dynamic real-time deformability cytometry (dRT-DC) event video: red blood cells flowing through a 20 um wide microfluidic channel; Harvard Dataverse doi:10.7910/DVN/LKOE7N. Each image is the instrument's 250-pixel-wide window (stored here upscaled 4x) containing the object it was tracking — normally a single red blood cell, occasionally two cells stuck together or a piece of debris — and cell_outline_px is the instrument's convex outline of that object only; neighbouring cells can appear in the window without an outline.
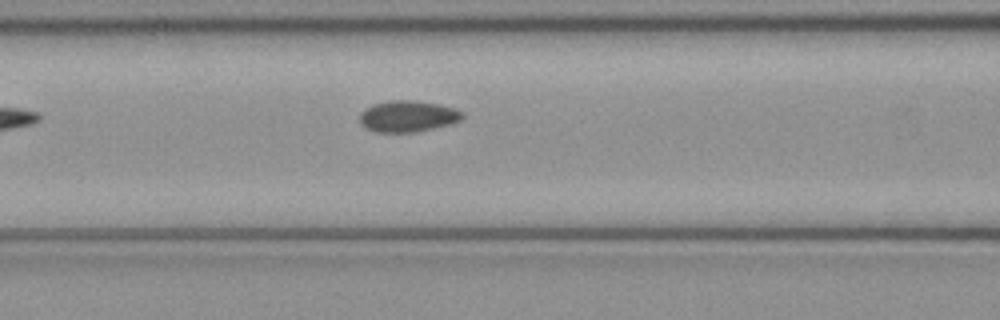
{"species": "common noctule bat (a hibernating species)", "species_latin": "Nyctalus noctula", "temperature_condition": "cold", "stored_images_in_passage": 6, "camera_frame_rate_fps": 3000, "um_per_image_px": 0.085, "animal": {"sex": "female", "body_mass_g": 21.9}, "frame": {"image": 1, "passage_image": 6, "time_ms": 1.667, "image_size_px": [1000, 320], "cell_outline_px": [[464, 116], [460, 120], [452, 124], [416, 132], [376, 132], [364, 128], [360, 124], [360, 112], [376, 104], [392, 100], [412, 100], [440, 104], [456, 108], [464, 112]], "centroid_in_image_um": [34.7, 9.89], "position_along_channel_um": 131.9, "area_um2": 18.84}}